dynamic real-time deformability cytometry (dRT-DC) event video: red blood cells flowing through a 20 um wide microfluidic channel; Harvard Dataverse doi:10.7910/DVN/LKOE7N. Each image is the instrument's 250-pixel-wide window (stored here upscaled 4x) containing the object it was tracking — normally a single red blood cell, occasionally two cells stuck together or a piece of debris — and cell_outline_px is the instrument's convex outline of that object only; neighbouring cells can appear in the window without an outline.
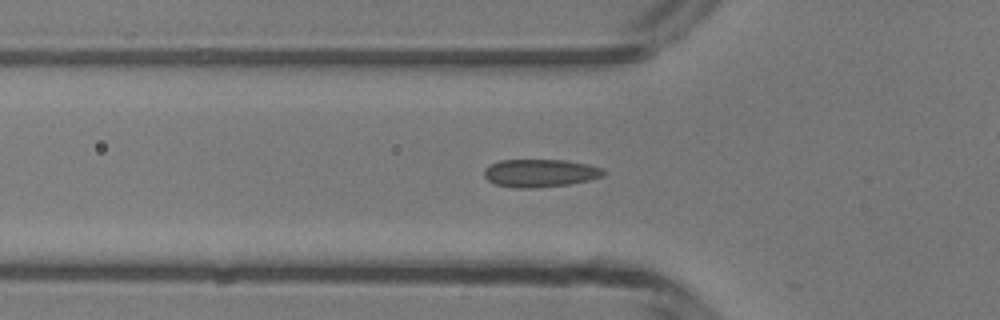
{"species": "common noctule bat (a hibernating species)", "species_latin": "Nyctalus noctula", "temperature_condition": "room temperature", "stored_images_in_passage": 50, "camera_frame_rate_fps": 3000, "um_per_image_px": 0.085, "animal": {"sex": "male", "body_mass_g": 13.3}, "frame": {"image": 1, "passage_image": 17, "time_ms": 5.333, "image_size_px": [1000, 320], "cell_outline_px": [[604, 176], [592, 180], [568, 184], [536, 188], [512, 188], [496, 184], [488, 180], [484, 176], [484, 168], [500, 160], [564, 160], [588, 164], [604, 168]], "centroid_in_image_um": [45.93, 14.72], "position_along_channel_um": 79.9, "area_um2": 19.54}}
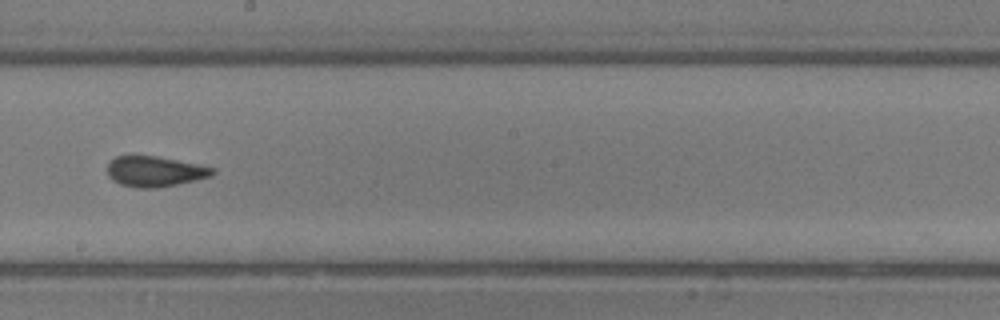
{"frame": {"image": 2, "passage_image": 28, "time_ms": 9.0, "image_size_px": [1000, 320], "cell_outline_px": [[216, 172], [212, 176], [196, 180], [160, 188], [136, 188], [120, 184], [112, 180], [108, 176], [108, 164], [116, 156], [156, 156], [216, 168]], "centroid_in_image_um": [13.18, 14.59], "position_along_channel_um": 235.0, "area_um2": 18.67}}
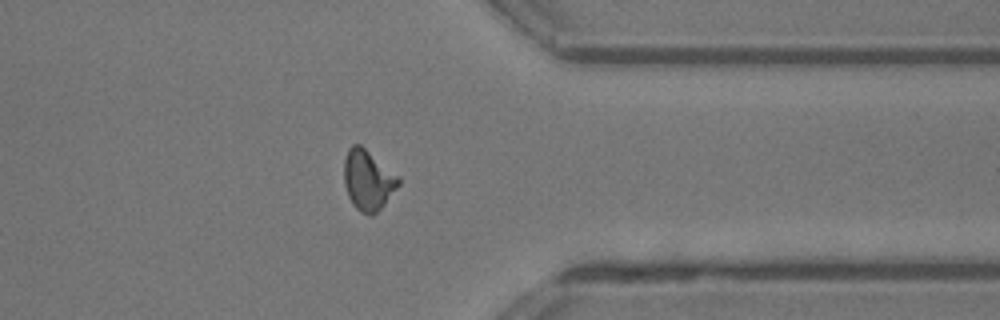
{"frame": {"image": 3, "passage_image": 39, "time_ms": 12.667, "image_size_px": [1000, 320], "cell_outline_px": [[400, 184], [384, 204], [372, 216], [368, 216], [360, 212], [352, 204], [348, 196], [344, 184], [344, 160], [348, 148], [352, 144], [360, 144], [400, 176]], "centroid_in_image_um": [31.28, 15.3], "position_along_channel_um": 380.1, "area_um2": 19.31}, "authors_computed_cell_mechanics": {"area_um2": 18.6694, "velocity_mm_per_s": 4.2083, "shape_relaxation_time_tau1_ms": null, "shape_relaxation_time_tau2_ms": 1.633, "deformation_change_tau1": null, "deformation_change_tau2": 0.0554}}